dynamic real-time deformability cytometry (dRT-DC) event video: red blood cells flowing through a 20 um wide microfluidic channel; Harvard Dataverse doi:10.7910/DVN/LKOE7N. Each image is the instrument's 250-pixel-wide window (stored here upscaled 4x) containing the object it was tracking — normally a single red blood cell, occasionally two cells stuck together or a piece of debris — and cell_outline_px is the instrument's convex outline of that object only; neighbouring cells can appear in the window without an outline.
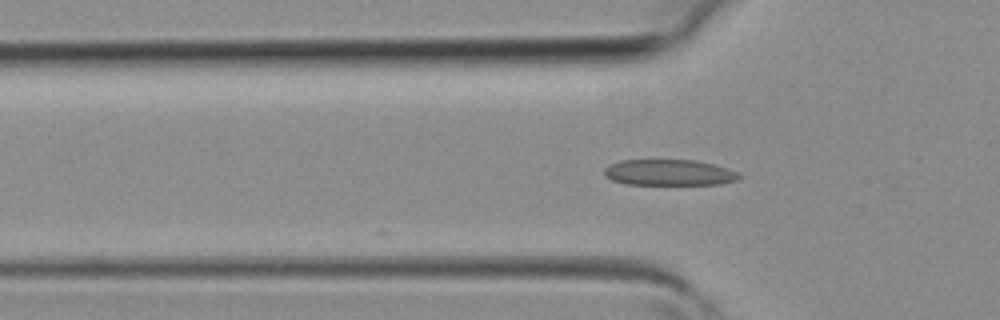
{"species": "common noctule bat (a hibernating species)", "species_latin": "Nyctalus noctula", "temperature_condition": "room temperature", "stored_images_in_passage": 4, "camera_frame_rate_fps": 3000, "um_per_image_px": 0.085, "animal": {"sex": "female", "body_mass_g": 19.3, "forearm_length_mm": 54.1}, "frame": {"image": 1, "passage_image": 4, "time_ms": 1.0, "image_size_px": [1000, 320], "cell_outline_px": [[744, 176], [736, 180], [720, 184], [624, 184], [612, 180], [604, 176], [604, 168], [608, 164], [620, 160], [696, 160], [728, 168]], "centroid_in_image_um": [56.84, 14.66], "position_along_channel_um": 69.0, "area_um2": 20.52}}